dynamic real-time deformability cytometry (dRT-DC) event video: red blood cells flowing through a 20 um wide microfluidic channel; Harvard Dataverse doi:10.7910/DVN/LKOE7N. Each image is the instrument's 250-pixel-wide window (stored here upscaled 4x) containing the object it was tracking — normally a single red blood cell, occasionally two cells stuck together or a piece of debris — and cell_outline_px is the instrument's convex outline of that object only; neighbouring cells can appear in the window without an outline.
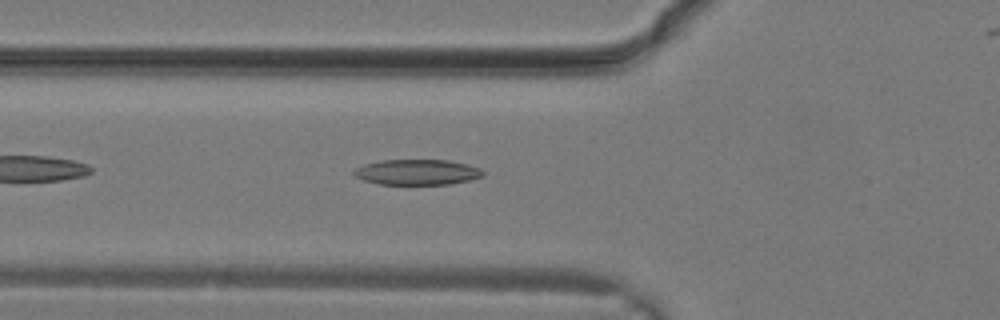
{"species": "common noctule bat (a hibernating species)", "species_latin": "Nyctalus noctula", "temperature_condition": "warm", "stored_images_in_passage": 30, "camera_frame_rate_fps": 3000, "um_per_image_px": 0.085, "animal": {"sex": "male", "body_mass_g": 19.2, "forearm_length_mm": 51.8}, "frame": {"image": 1, "passage_image": 11, "time_ms": 3.333, "image_size_px": [1000, 320], "cell_outline_px": [[484, 176], [468, 180], [448, 184], [380, 184], [364, 180], [356, 176], [352, 172], [356, 168], [364, 164], [380, 160], [448, 160], [468, 164], [480, 168], [484, 172]], "centroid_in_image_um": [35.47, 14.62], "position_along_channel_um": 90.3, "area_um2": 19.07}}
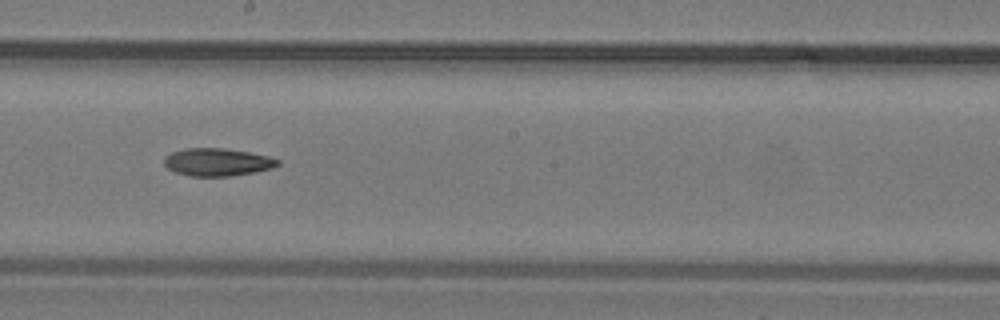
{"frame": {"image": 2, "passage_image": 17, "time_ms": 5.333, "image_size_px": [1000, 320], "cell_outline_px": [[280, 164], [272, 168], [256, 172], [228, 176], [188, 176], [176, 172], [168, 168], [164, 164], [164, 156], [172, 152], [184, 148], [224, 148], [248, 152], [268, 156], [280, 160]], "centroid_in_image_um": [18.47, 13.78], "position_along_channel_um": 229.7, "area_um2": 18.38}}
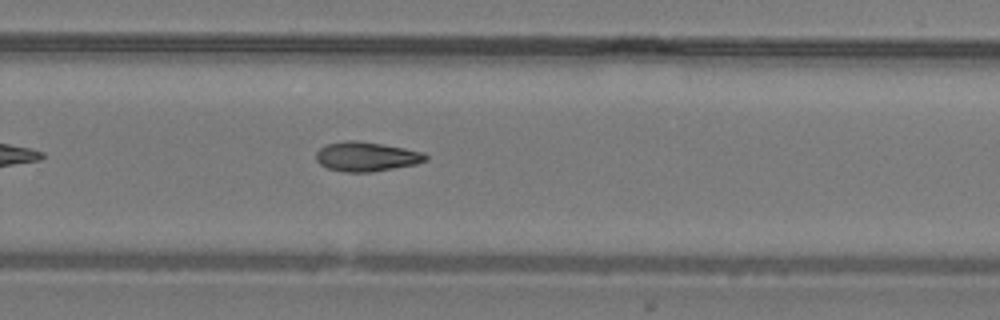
{"frame": {"image": 3, "passage_image": 20, "time_ms": 6.333, "image_size_px": [1000, 320], "cell_outline_px": [[428, 160], [416, 164], [372, 172], [344, 172], [328, 168], [320, 164], [316, 160], [316, 152], [324, 144], [344, 140], [356, 140], [404, 148], [424, 152], [428, 156]], "centroid_in_image_um": [31.13, 13.31], "position_along_channel_um": 298.7, "area_um2": 18.9}}